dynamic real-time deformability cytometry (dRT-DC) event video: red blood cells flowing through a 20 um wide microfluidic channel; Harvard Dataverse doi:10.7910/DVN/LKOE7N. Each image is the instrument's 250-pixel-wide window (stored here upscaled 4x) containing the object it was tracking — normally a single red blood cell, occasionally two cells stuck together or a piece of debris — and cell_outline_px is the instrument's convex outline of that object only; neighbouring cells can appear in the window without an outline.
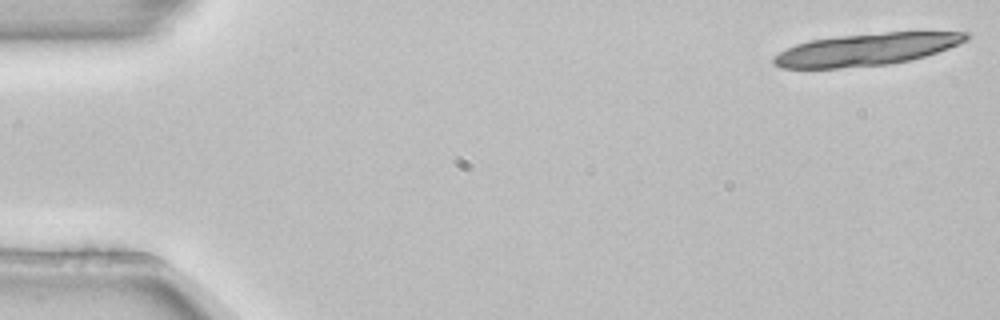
{"species": "common noctule bat (a hibernating species)", "species_latin": "Nyctalus noctula", "temperature_condition": "room temperature", "stored_images_in_passage": 3, "camera_frame_rate_fps": 3000, "um_per_image_px": 0.085, "animal": {"sex": "female", "body_mass_g": 22.7, "forearm_length_mm": 54.2}, "frame": {"image": 1, "passage_image": 1, "time_ms": 0.0, "image_size_px": [1000, 320], "cell_outline_px": [[968, 40], [960, 44], [924, 56], [908, 60], [888, 64], [836, 68], [780, 68], [772, 64], [772, 60], [780, 52], [796, 44], [808, 40], [840, 36], [884, 32], [968, 32]], "centroid_in_image_um": [73.62, 4.2], "position_along_channel_um": 11.4, "area_um2": 35.78}}